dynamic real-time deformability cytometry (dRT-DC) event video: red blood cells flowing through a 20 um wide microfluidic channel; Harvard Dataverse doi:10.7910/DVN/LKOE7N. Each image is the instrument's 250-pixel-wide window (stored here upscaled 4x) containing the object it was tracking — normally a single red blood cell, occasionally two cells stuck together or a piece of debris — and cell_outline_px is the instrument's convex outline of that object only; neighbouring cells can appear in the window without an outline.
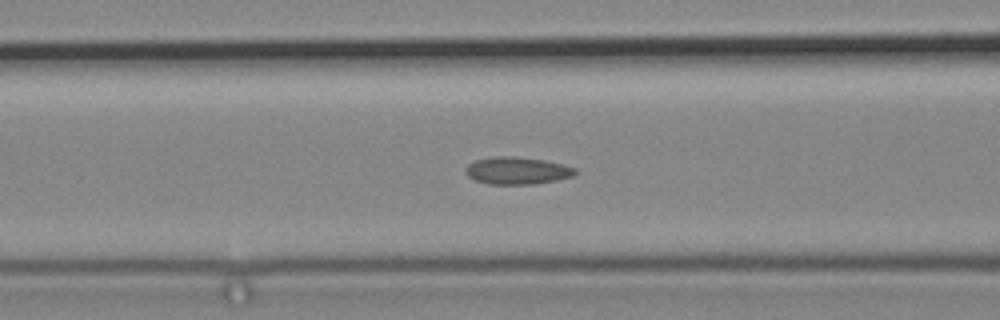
{"species": "common noctule bat (a hibernating species)", "species_latin": "Nyctalus noctula", "temperature_condition": "cold", "stored_images_in_passage": 38, "camera_frame_rate_fps": 3000, "um_per_image_px": 0.085, "animal": {"sex": "male", "body_mass_g": 19.2, "forearm_length_mm": 51.8}, "frame": {"image": 1, "passage_image": 7, "time_ms": 2.0, "image_size_px": [1000, 320], "cell_outline_px": [[576, 172], [572, 176], [556, 180], [536, 184], [488, 184], [476, 180], [468, 176], [464, 172], [464, 168], [468, 164], [476, 160], [492, 156], [516, 156], [544, 160], [576, 168]], "centroid_in_image_um": [43.91, 14.5], "position_along_channel_um": 122.7, "area_um2": 17.46}}
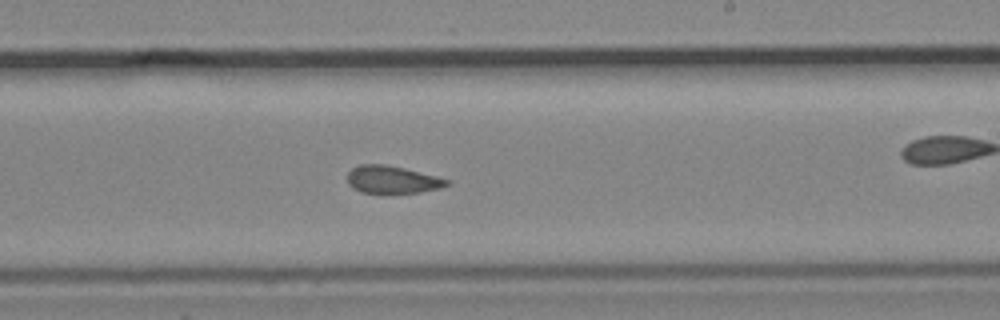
{"frame": {"image": 2, "passage_image": 17, "time_ms": 5.333, "image_size_px": [1000, 320], "cell_outline_px": [[448, 184], [440, 188], [420, 192], [360, 192], [352, 188], [348, 184], [348, 172], [352, 168], [360, 164], [384, 164], [404, 168], [436, 176], [448, 180]], "centroid_in_image_um": [33.29, 15.25], "position_along_channel_um": 255.7, "area_um2": 15.66}}
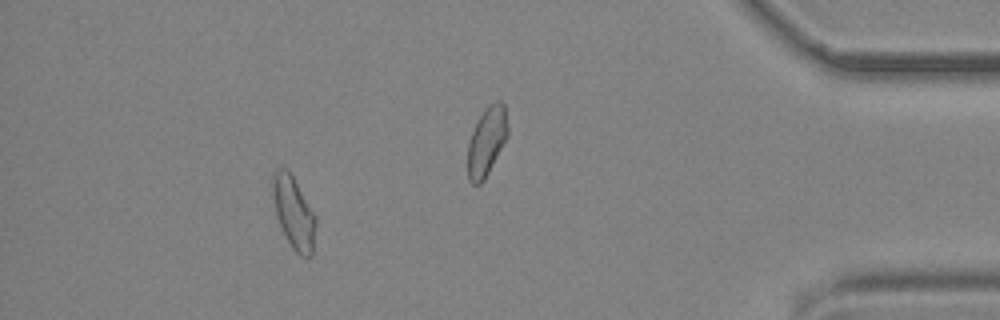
{"frame": {"image": 3, "passage_image": 33, "time_ms": 10.667, "image_size_px": [1000, 320], "cell_outline_px": [[316, 224], [312, 256], [300, 256], [292, 248], [276, 216], [272, 192], [272, 172], [276, 168], [284, 168], [292, 176], [316, 216]], "centroid_in_image_um": [24.96, 18.07], "position_along_channel_um": 410.2, "area_um2": 17.86}}